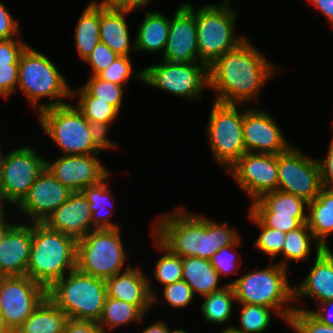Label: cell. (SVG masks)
I'll return each mask as SVG.
<instances>
[{"label": "cell", "instance_id": "cell-1", "mask_svg": "<svg viewBox=\"0 0 333 333\" xmlns=\"http://www.w3.org/2000/svg\"><path fill=\"white\" fill-rule=\"evenodd\" d=\"M277 68L246 38L208 67L209 86L216 102L241 104L258 100L259 92Z\"/></svg>", "mask_w": 333, "mask_h": 333}, {"label": "cell", "instance_id": "cell-2", "mask_svg": "<svg viewBox=\"0 0 333 333\" xmlns=\"http://www.w3.org/2000/svg\"><path fill=\"white\" fill-rule=\"evenodd\" d=\"M174 213L158 216L153 225L155 236L173 254L210 260L222 247L240 240L237 231L203 215L178 207Z\"/></svg>", "mask_w": 333, "mask_h": 333}, {"label": "cell", "instance_id": "cell-3", "mask_svg": "<svg viewBox=\"0 0 333 333\" xmlns=\"http://www.w3.org/2000/svg\"><path fill=\"white\" fill-rule=\"evenodd\" d=\"M77 239L32 223V242L26 275L48 290L67 273L76 269Z\"/></svg>", "mask_w": 333, "mask_h": 333}, {"label": "cell", "instance_id": "cell-4", "mask_svg": "<svg viewBox=\"0 0 333 333\" xmlns=\"http://www.w3.org/2000/svg\"><path fill=\"white\" fill-rule=\"evenodd\" d=\"M228 285L233 287L239 304L275 309L288 325L295 307L289 305L294 301V288L289 284L287 268L277 262L261 270L250 271Z\"/></svg>", "mask_w": 333, "mask_h": 333}, {"label": "cell", "instance_id": "cell-5", "mask_svg": "<svg viewBox=\"0 0 333 333\" xmlns=\"http://www.w3.org/2000/svg\"><path fill=\"white\" fill-rule=\"evenodd\" d=\"M17 88H20L38 113L46 108L66 104L61 98L72 96L71 87L55 64L29 45L19 60ZM42 98H50L52 102L40 104Z\"/></svg>", "mask_w": 333, "mask_h": 333}, {"label": "cell", "instance_id": "cell-6", "mask_svg": "<svg viewBox=\"0 0 333 333\" xmlns=\"http://www.w3.org/2000/svg\"><path fill=\"white\" fill-rule=\"evenodd\" d=\"M47 297L68 319L98 322L107 298L105 280L76 268L55 282Z\"/></svg>", "mask_w": 333, "mask_h": 333}, {"label": "cell", "instance_id": "cell-7", "mask_svg": "<svg viewBox=\"0 0 333 333\" xmlns=\"http://www.w3.org/2000/svg\"><path fill=\"white\" fill-rule=\"evenodd\" d=\"M229 3V0L221 5L211 3L196 11L198 54L208 67L246 39L235 36L237 12Z\"/></svg>", "mask_w": 333, "mask_h": 333}, {"label": "cell", "instance_id": "cell-8", "mask_svg": "<svg viewBox=\"0 0 333 333\" xmlns=\"http://www.w3.org/2000/svg\"><path fill=\"white\" fill-rule=\"evenodd\" d=\"M119 229H95L77 240L76 268L95 278L107 280L126 271V252ZM125 270H123L124 268Z\"/></svg>", "mask_w": 333, "mask_h": 333}, {"label": "cell", "instance_id": "cell-9", "mask_svg": "<svg viewBox=\"0 0 333 333\" xmlns=\"http://www.w3.org/2000/svg\"><path fill=\"white\" fill-rule=\"evenodd\" d=\"M38 115L42 129L63 155L100 154L91 141L88 120L73 104L46 108Z\"/></svg>", "mask_w": 333, "mask_h": 333}, {"label": "cell", "instance_id": "cell-10", "mask_svg": "<svg viewBox=\"0 0 333 333\" xmlns=\"http://www.w3.org/2000/svg\"><path fill=\"white\" fill-rule=\"evenodd\" d=\"M243 121L244 111L237 110L236 104L213 102L206 136L215 160L226 170L246 153Z\"/></svg>", "mask_w": 333, "mask_h": 333}, {"label": "cell", "instance_id": "cell-11", "mask_svg": "<svg viewBox=\"0 0 333 333\" xmlns=\"http://www.w3.org/2000/svg\"><path fill=\"white\" fill-rule=\"evenodd\" d=\"M46 160L33 148L21 146L0 160V202L16 207L27 196L36 178L46 168Z\"/></svg>", "mask_w": 333, "mask_h": 333}, {"label": "cell", "instance_id": "cell-12", "mask_svg": "<svg viewBox=\"0 0 333 333\" xmlns=\"http://www.w3.org/2000/svg\"><path fill=\"white\" fill-rule=\"evenodd\" d=\"M143 83L165 90L175 96L200 100L209 86L208 66L203 62H167L143 69Z\"/></svg>", "mask_w": 333, "mask_h": 333}, {"label": "cell", "instance_id": "cell-13", "mask_svg": "<svg viewBox=\"0 0 333 333\" xmlns=\"http://www.w3.org/2000/svg\"><path fill=\"white\" fill-rule=\"evenodd\" d=\"M322 189L318 159H313L291 146L278 154V188L300 197L307 202L313 201Z\"/></svg>", "mask_w": 333, "mask_h": 333}, {"label": "cell", "instance_id": "cell-14", "mask_svg": "<svg viewBox=\"0 0 333 333\" xmlns=\"http://www.w3.org/2000/svg\"><path fill=\"white\" fill-rule=\"evenodd\" d=\"M46 297L47 290L27 275L0 277V311L11 332L17 331Z\"/></svg>", "mask_w": 333, "mask_h": 333}, {"label": "cell", "instance_id": "cell-15", "mask_svg": "<svg viewBox=\"0 0 333 333\" xmlns=\"http://www.w3.org/2000/svg\"><path fill=\"white\" fill-rule=\"evenodd\" d=\"M250 206L249 209L267 227L285 233L307 223L308 213L305 214V212L308 202L284 191L275 190L264 193Z\"/></svg>", "mask_w": 333, "mask_h": 333}, {"label": "cell", "instance_id": "cell-16", "mask_svg": "<svg viewBox=\"0 0 333 333\" xmlns=\"http://www.w3.org/2000/svg\"><path fill=\"white\" fill-rule=\"evenodd\" d=\"M242 191L252 201L278 188V155L246 152L229 169Z\"/></svg>", "mask_w": 333, "mask_h": 333}, {"label": "cell", "instance_id": "cell-17", "mask_svg": "<svg viewBox=\"0 0 333 333\" xmlns=\"http://www.w3.org/2000/svg\"><path fill=\"white\" fill-rule=\"evenodd\" d=\"M196 10L182 3L170 18V28L162 59L167 62H202L198 54Z\"/></svg>", "mask_w": 333, "mask_h": 333}, {"label": "cell", "instance_id": "cell-18", "mask_svg": "<svg viewBox=\"0 0 333 333\" xmlns=\"http://www.w3.org/2000/svg\"><path fill=\"white\" fill-rule=\"evenodd\" d=\"M97 155L100 154L62 155L54 162L46 160V168L72 192H82L85 188L98 184L110 173Z\"/></svg>", "mask_w": 333, "mask_h": 333}, {"label": "cell", "instance_id": "cell-19", "mask_svg": "<svg viewBox=\"0 0 333 333\" xmlns=\"http://www.w3.org/2000/svg\"><path fill=\"white\" fill-rule=\"evenodd\" d=\"M73 192L62 185L45 168L30 187L27 196L17 206L21 213L33 220V223H44Z\"/></svg>", "mask_w": 333, "mask_h": 333}, {"label": "cell", "instance_id": "cell-20", "mask_svg": "<svg viewBox=\"0 0 333 333\" xmlns=\"http://www.w3.org/2000/svg\"><path fill=\"white\" fill-rule=\"evenodd\" d=\"M243 137L246 152L278 155L292 146L275 119L268 112L254 108L244 110Z\"/></svg>", "mask_w": 333, "mask_h": 333}, {"label": "cell", "instance_id": "cell-21", "mask_svg": "<svg viewBox=\"0 0 333 333\" xmlns=\"http://www.w3.org/2000/svg\"><path fill=\"white\" fill-rule=\"evenodd\" d=\"M32 223H10L0 234V277L24 276L30 258Z\"/></svg>", "mask_w": 333, "mask_h": 333}, {"label": "cell", "instance_id": "cell-22", "mask_svg": "<svg viewBox=\"0 0 333 333\" xmlns=\"http://www.w3.org/2000/svg\"><path fill=\"white\" fill-rule=\"evenodd\" d=\"M107 296L137 305L145 314L157 301L149 278L140 267H130L105 280Z\"/></svg>", "mask_w": 333, "mask_h": 333}, {"label": "cell", "instance_id": "cell-23", "mask_svg": "<svg viewBox=\"0 0 333 333\" xmlns=\"http://www.w3.org/2000/svg\"><path fill=\"white\" fill-rule=\"evenodd\" d=\"M44 224L78 240L93 230L89 202L82 192H73Z\"/></svg>", "mask_w": 333, "mask_h": 333}, {"label": "cell", "instance_id": "cell-24", "mask_svg": "<svg viewBox=\"0 0 333 333\" xmlns=\"http://www.w3.org/2000/svg\"><path fill=\"white\" fill-rule=\"evenodd\" d=\"M315 255L310 272L294 288V301L305 296L318 304L333 299V252L330 248L316 249Z\"/></svg>", "mask_w": 333, "mask_h": 333}, {"label": "cell", "instance_id": "cell-25", "mask_svg": "<svg viewBox=\"0 0 333 333\" xmlns=\"http://www.w3.org/2000/svg\"><path fill=\"white\" fill-rule=\"evenodd\" d=\"M132 11L135 8L100 5V41L119 56H130L131 50L136 52L135 43L130 47V32L125 18Z\"/></svg>", "mask_w": 333, "mask_h": 333}, {"label": "cell", "instance_id": "cell-26", "mask_svg": "<svg viewBox=\"0 0 333 333\" xmlns=\"http://www.w3.org/2000/svg\"><path fill=\"white\" fill-rule=\"evenodd\" d=\"M307 225L322 248H330L327 237L333 233V189L322 187L318 196L308 202Z\"/></svg>", "mask_w": 333, "mask_h": 333}, {"label": "cell", "instance_id": "cell-27", "mask_svg": "<svg viewBox=\"0 0 333 333\" xmlns=\"http://www.w3.org/2000/svg\"><path fill=\"white\" fill-rule=\"evenodd\" d=\"M182 279L191 287L194 295L205 296L227 286L218 284L220 275L210 260L199 257H183Z\"/></svg>", "mask_w": 333, "mask_h": 333}, {"label": "cell", "instance_id": "cell-28", "mask_svg": "<svg viewBox=\"0 0 333 333\" xmlns=\"http://www.w3.org/2000/svg\"><path fill=\"white\" fill-rule=\"evenodd\" d=\"M169 28L170 18L160 11L147 12L134 40L136 52L140 50L150 53L164 52Z\"/></svg>", "mask_w": 333, "mask_h": 333}, {"label": "cell", "instance_id": "cell-29", "mask_svg": "<svg viewBox=\"0 0 333 333\" xmlns=\"http://www.w3.org/2000/svg\"><path fill=\"white\" fill-rule=\"evenodd\" d=\"M66 314L46 297L17 329V333H62Z\"/></svg>", "mask_w": 333, "mask_h": 333}, {"label": "cell", "instance_id": "cell-30", "mask_svg": "<svg viewBox=\"0 0 333 333\" xmlns=\"http://www.w3.org/2000/svg\"><path fill=\"white\" fill-rule=\"evenodd\" d=\"M99 25L100 4L93 1L83 10L74 31L76 51L82 61L91 54L100 42Z\"/></svg>", "mask_w": 333, "mask_h": 333}, {"label": "cell", "instance_id": "cell-31", "mask_svg": "<svg viewBox=\"0 0 333 333\" xmlns=\"http://www.w3.org/2000/svg\"><path fill=\"white\" fill-rule=\"evenodd\" d=\"M110 173L101 180L98 184L91 185L85 188L82 193L89 202V208L92 213L93 230L95 229H119V224L110 222L109 218L112 217V209L109 207L112 201H110L113 195L108 189L107 183ZM110 201V202H109ZM112 206V205H111ZM111 209V210H109ZM108 211V213H106Z\"/></svg>", "mask_w": 333, "mask_h": 333}, {"label": "cell", "instance_id": "cell-32", "mask_svg": "<svg viewBox=\"0 0 333 333\" xmlns=\"http://www.w3.org/2000/svg\"><path fill=\"white\" fill-rule=\"evenodd\" d=\"M144 315L145 313L137 305L107 296L102 315L97 323L103 329V332L107 333L109 332L108 329L112 330L121 325L140 322L145 317Z\"/></svg>", "mask_w": 333, "mask_h": 333}, {"label": "cell", "instance_id": "cell-33", "mask_svg": "<svg viewBox=\"0 0 333 333\" xmlns=\"http://www.w3.org/2000/svg\"><path fill=\"white\" fill-rule=\"evenodd\" d=\"M203 298L201 312L207 323L222 324L230 320L234 301L236 302L235 292L231 285L227 284L223 289L207 294Z\"/></svg>", "mask_w": 333, "mask_h": 333}, {"label": "cell", "instance_id": "cell-34", "mask_svg": "<svg viewBox=\"0 0 333 333\" xmlns=\"http://www.w3.org/2000/svg\"><path fill=\"white\" fill-rule=\"evenodd\" d=\"M312 242L316 243V249H323L314 239L307 223L303 224L300 228L287 232L283 243L282 253L279 255L283 256V260H281L279 264L288 268L287 263L289 261L301 262L304 259L308 260Z\"/></svg>", "mask_w": 333, "mask_h": 333}, {"label": "cell", "instance_id": "cell-35", "mask_svg": "<svg viewBox=\"0 0 333 333\" xmlns=\"http://www.w3.org/2000/svg\"><path fill=\"white\" fill-rule=\"evenodd\" d=\"M79 96L76 106L88 121L113 122L119 115V111L107 101L98 100L91 96L83 87L77 91L72 90V97Z\"/></svg>", "mask_w": 333, "mask_h": 333}, {"label": "cell", "instance_id": "cell-36", "mask_svg": "<svg viewBox=\"0 0 333 333\" xmlns=\"http://www.w3.org/2000/svg\"><path fill=\"white\" fill-rule=\"evenodd\" d=\"M153 238H155L154 244L157 249L165 253L158 259V261H156L157 263L155 264L153 274L156 281L164 286H167L182 280V258L173 254L155 236Z\"/></svg>", "mask_w": 333, "mask_h": 333}, {"label": "cell", "instance_id": "cell-37", "mask_svg": "<svg viewBox=\"0 0 333 333\" xmlns=\"http://www.w3.org/2000/svg\"><path fill=\"white\" fill-rule=\"evenodd\" d=\"M240 305H242L239 317L241 326L240 328L234 327L243 333H262L267 330L271 322L272 312H276V315L281 317L275 309L269 307L253 304Z\"/></svg>", "mask_w": 333, "mask_h": 333}, {"label": "cell", "instance_id": "cell-38", "mask_svg": "<svg viewBox=\"0 0 333 333\" xmlns=\"http://www.w3.org/2000/svg\"><path fill=\"white\" fill-rule=\"evenodd\" d=\"M249 218L259 227L261 231L257 240L254 242V247L273 258H276L282 253L283 243L285 240V232L267 227L250 209Z\"/></svg>", "mask_w": 333, "mask_h": 333}, {"label": "cell", "instance_id": "cell-39", "mask_svg": "<svg viewBox=\"0 0 333 333\" xmlns=\"http://www.w3.org/2000/svg\"><path fill=\"white\" fill-rule=\"evenodd\" d=\"M82 87L91 96L109 102L120 112L125 91L122 85L105 81L98 76H91Z\"/></svg>", "mask_w": 333, "mask_h": 333}, {"label": "cell", "instance_id": "cell-40", "mask_svg": "<svg viewBox=\"0 0 333 333\" xmlns=\"http://www.w3.org/2000/svg\"><path fill=\"white\" fill-rule=\"evenodd\" d=\"M142 70V71H141ZM133 72L130 56H118L112 64L97 76L105 81L126 85L133 76L143 82V69Z\"/></svg>", "mask_w": 333, "mask_h": 333}, {"label": "cell", "instance_id": "cell-41", "mask_svg": "<svg viewBox=\"0 0 333 333\" xmlns=\"http://www.w3.org/2000/svg\"><path fill=\"white\" fill-rule=\"evenodd\" d=\"M296 333H333V326L321 323L310 311L295 307L288 323Z\"/></svg>", "mask_w": 333, "mask_h": 333}, {"label": "cell", "instance_id": "cell-42", "mask_svg": "<svg viewBox=\"0 0 333 333\" xmlns=\"http://www.w3.org/2000/svg\"><path fill=\"white\" fill-rule=\"evenodd\" d=\"M240 243L241 239L236 244L224 246L211 257L210 262L220 277L236 273L242 264L241 260L238 263L239 261L236 258L238 255L235 250Z\"/></svg>", "mask_w": 333, "mask_h": 333}, {"label": "cell", "instance_id": "cell-43", "mask_svg": "<svg viewBox=\"0 0 333 333\" xmlns=\"http://www.w3.org/2000/svg\"><path fill=\"white\" fill-rule=\"evenodd\" d=\"M163 287L164 300L173 308L187 307L195 299L191 287L183 279Z\"/></svg>", "mask_w": 333, "mask_h": 333}, {"label": "cell", "instance_id": "cell-44", "mask_svg": "<svg viewBox=\"0 0 333 333\" xmlns=\"http://www.w3.org/2000/svg\"><path fill=\"white\" fill-rule=\"evenodd\" d=\"M119 55L103 42H99L84 62L91 65V76H97L108 68Z\"/></svg>", "mask_w": 333, "mask_h": 333}, {"label": "cell", "instance_id": "cell-45", "mask_svg": "<svg viewBox=\"0 0 333 333\" xmlns=\"http://www.w3.org/2000/svg\"><path fill=\"white\" fill-rule=\"evenodd\" d=\"M27 46L22 38L0 40V65L19 64L21 54Z\"/></svg>", "mask_w": 333, "mask_h": 333}, {"label": "cell", "instance_id": "cell-46", "mask_svg": "<svg viewBox=\"0 0 333 333\" xmlns=\"http://www.w3.org/2000/svg\"><path fill=\"white\" fill-rule=\"evenodd\" d=\"M112 122L88 121V129L90 132L93 146L101 152L103 150L115 148V143L108 139V131Z\"/></svg>", "mask_w": 333, "mask_h": 333}, {"label": "cell", "instance_id": "cell-47", "mask_svg": "<svg viewBox=\"0 0 333 333\" xmlns=\"http://www.w3.org/2000/svg\"><path fill=\"white\" fill-rule=\"evenodd\" d=\"M18 70L19 64L0 65V96L5 99L17 89Z\"/></svg>", "mask_w": 333, "mask_h": 333}, {"label": "cell", "instance_id": "cell-48", "mask_svg": "<svg viewBox=\"0 0 333 333\" xmlns=\"http://www.w3.org/2000/svg\"><path fill=\"white\" fill-rule=\"evenodd\" d=\"M19 23L12 17L6 5L0 1V40L13 39L20 35Z\"/></svg>", "mask_w": 333, "mask_h": 333}, {"label": "cell", "instance_id": "cell-49", "mask_svg": "<svg viewBox=\"0 0 333 333\" xmlns=\"http://www.w3.org/2000/svg\"><path fill=\"white\" fill-rule=\"evenodd\" d=\"M321 173L322 187L333 189V137L324 159H318Z\"/></svg>", "mask_w": 333, "mask_h": 333}, {"label": "cell", "instance_id": "cell-50", "mask_svg": "<svg viewBox=\"0 0 333 333\" xmlns=\"http://www.w3.org/2000/svg\"><path fill=\"white\" fill-rule=\"evenodd\" d=\"M62 333H104L97 322L67 319Z\"/></svg>", "mask_w": 333, "mask_h": 333}, {"label": "cell", "instance_id": "cell-51", "mask_svg": "<svg viewBox=\"0 0 333 333\" xmlns=\"http://www.w3.org/2000/svg\"><path fill=\"white\" fill-rule=\"evenodd\" d=\"M319 305L316 312L310 311V313L318 319L321 323L333 326V299L328 300L322 303L317 304ZM331 309V310H330Z\"/></svg>", "mask_w": 333, "mask_h": 333}, {"label": "cell", "instance_id": "cell-52", "mask_svg": "<svg viewBox=\"0 0 333 333\" xmlns=\"http://www.w3.org/2000/svg\"><path fill=\"white\" fill-rule=\"evenodd\" d=\"M313 5L316 6L317 9L321 13H323L324 17L327 19L330 24L333 26V0H308Z\"/></svg>", "mask_w": 333, "mask_h": 333}, {"label": "cell", "instance_id": "cell-53", "mask_svg": "<svg viewBox=\"0 0 333 333\" xmlns=\"http://www.w3.org/2000/svg\"><path fill=\"white\" fill-rule=\"evenodd\" d=\"M170 327L165 323V321L158 320L150 326L146 327L142 333H171Z\"/></svg>", "mask_w": 333, "mask_h": 333}, {"label": "cell", "instance_id": "cell-54", "mask_svg": "<svg viewBox=\"0 0 333 333\" xmlns=\"http://www.w3.org/2000/svg\"><path fill=\"white\" fill-rule=\"evenodd\" d=\"M97 4L103 6H117V7H130L132 8V0H102Z\"/></svg>", "mask_w": 333, "mask_h": 333}, {"label": "cell", "instance_id": "cell-55", "mask_svg": "<svg viewBox=\"0 0 333 333\" xmlns=\"http://www.w3.org/2000/svg\"><path fill=\"white\" fill-rule=\"evenodd\" d=\"M8 224L5 208L0 202V234Z\"/></svg>", "mask_w": 333, "mask_h": 333}, {"label": "cell", "instance_id": "cell-56", "mask_svg": "<svg viewBox=\"0 0 333 333\" xmlns=\"http://www.w3.org/2000/svg\"><path fill=\"white\" fill-rule=\"evenodd\" d=\"M151 0H132V8L140 9L150 3Z\"/></svg>", "mask_w": 333, "mask_h": 333}, {"label": "cell", "instance_id": "cell-57", "mask_svg": "<svg viewBox=\"0 0 333 333\" xmlns=\"http://www.w3.org/2000/svg\"><path fill=\"white\" fill-rule=\"evenodd\" d=\"M0 333H12L5 325L1 311H0Z\"/></svg>", "mask_w": 333, "mask_h": 333}, {"label": "cell", "instance_id": "cell-58", "mask_svg": "<svg viewBox=\"0 0 333 333\" xmlns=\"http://www.w3.org/2000/svg\"><path fill=\"white\" fill-rule=\"evenodd\" d=\"M220 333H243V332L236 329L233 325H228L224 330L222 329Z\"/></svg>", "mask_w": 333, "mask_h": 333}, {"label": "cell", "instance_id": "cell-59", "mask_svg": "<svg viewBox=\"0 0 333 333\" xmlns=\"http://www.w3.org/2000/svg\"><path fill=\"white\" fill-rule=\"evenodd\" d=\"M171 333H188V332L183 329H174L173 331H171Z\"/></svg>", "mask_w": 333, "mask_h": 333}, {"label": "cell", "instance_id": "cell-60", "mask_svg": "<svg viewBox=\"0 0 333 333\" xmlns=\"http://www.w3.org/2000/svg\"><path fill=\"white\" fill-rule=\"evenodd\" d=\"M1 154H2V149H1V147H0V160H1Z\"/></svg>", "mask_w": 333, "mask_h": 333}]
</instances>
